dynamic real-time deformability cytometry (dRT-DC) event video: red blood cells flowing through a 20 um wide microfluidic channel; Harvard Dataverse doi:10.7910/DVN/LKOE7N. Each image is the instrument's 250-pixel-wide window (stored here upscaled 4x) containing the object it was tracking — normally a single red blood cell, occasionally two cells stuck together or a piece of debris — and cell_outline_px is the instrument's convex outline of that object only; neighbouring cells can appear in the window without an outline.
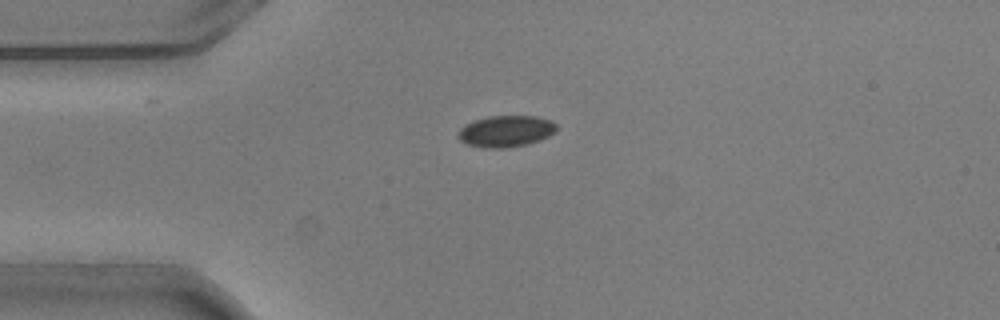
{"species": "common noctule bat (a hibernating species)", "species_latin": "Nyctalus noctula", "temperature_condition": "warm", "stored_images_in_passage": 4, "camera_frame_rate_fps": 3000, "um_per_image_px": 0.085, "animal": {"sex": "male", "body_mass_g": 20.5, "forearm_length_mm": 52.5}, "frame": {"image": 1, "passage_image": 3, "time_ms": 0.667, "image_size_px": [1000, 320], "cell_outline_px": [[556, 132], [540, 140], [528, 144], [504, 148], [484, 148], [468, 144], [460, 140], [456, 136], [460, 128], [472, 120], [488, 116], [536, 116], [552, 120], [556, 124]], "centroid_in_image_um": [42.99, 11.15], "position_along_channel_um": 42.0, "area_um2": 18.21}}